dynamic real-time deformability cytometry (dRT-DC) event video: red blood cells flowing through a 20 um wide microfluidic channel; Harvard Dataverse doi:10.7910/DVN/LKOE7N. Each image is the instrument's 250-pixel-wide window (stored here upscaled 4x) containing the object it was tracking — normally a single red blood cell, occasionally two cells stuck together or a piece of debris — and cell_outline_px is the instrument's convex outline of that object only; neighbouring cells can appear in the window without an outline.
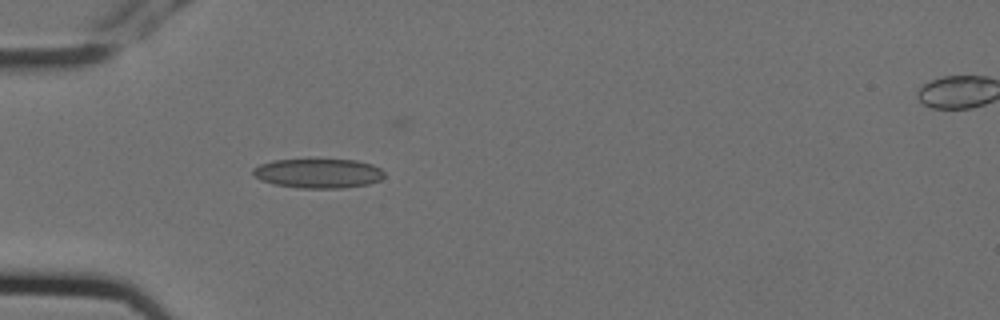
{"species": "Egyptian fruit bat (a non-hibernating species)", "species_latin": "Rousettus aegyptiacus", "temperature_condition": "cold", "stored_images_in_passage": 5, "segment_of_instrument_passage": [1, 2], "camera_frame_rate_fps": 3000, "um_per_image_px": 0.085, "animal": {"sex": "female"}, "frame": {"image": 1, "passage_image": 4, "time_ms": 1.0, "image_size_px": [1000, 320], "cell_outline_px": [[384, 176], [380, 180], [368, 184], [340, 188], [300, 188], [276, 184], [264, 180], [256, 176], [252, 172], [252, 168], [260, 164], [272, 160], [356, 160], [372, 164], [380, 168], [384, 172]], "centroid_in_image_um": [27.08, 14.73], "position_along_channel_um": 57.9, "area_um2": 22.25}}